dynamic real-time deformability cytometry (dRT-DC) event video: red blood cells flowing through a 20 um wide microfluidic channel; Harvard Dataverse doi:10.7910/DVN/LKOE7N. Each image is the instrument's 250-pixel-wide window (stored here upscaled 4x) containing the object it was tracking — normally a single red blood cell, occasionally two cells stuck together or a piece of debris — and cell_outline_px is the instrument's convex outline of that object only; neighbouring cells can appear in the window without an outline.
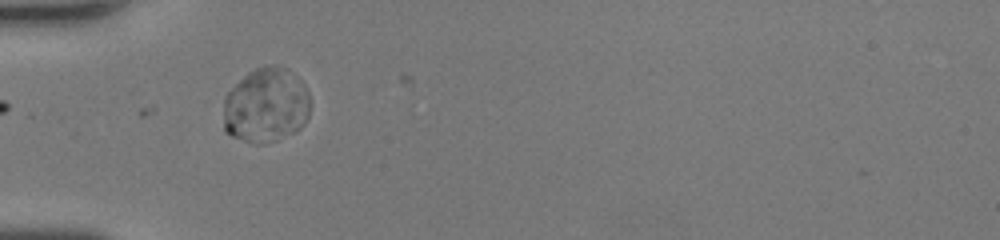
{"species": "human", "species_latin": "Homo sapiens", "temperature_condition": "room temperature", "stored_images_in_passage": 9, "camera_frame_rate_fps": 3000, "um_per_image_px": 0.085, "donor": {"sex": "female"}, "frame": {"image": 1, "passage_image": 1, "time_ms": 0.0, "image_size_px": [1000, 240], "cell_outline_px": [[308, 116], [304, 124], [296, 132], [276, 140], [264, 144], [256, 144], [232, 136], [224, 132], [224, 96], [248, 72], [256, 68], [288, 68], [304, 84], [308, 92]], "centroid_in_image_um": [22.6, 9.0], "position_along_channel_um": 62.4, "area_um2": 37.51}}
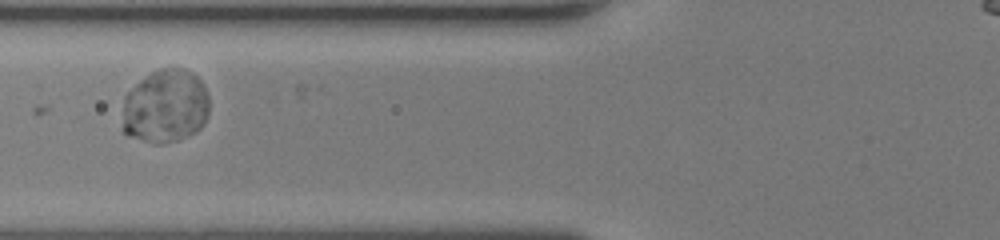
{"frame": {"image": 2, "passage_image": 6, "time_ms": 1.667, "image_size_px": [1000, 240], "cell_outline_px": [[208, 112], [204, 124], [196, 132], [180, 140], [164, 144], [156, 144], [128, 136], [124, 132], [124, 96], [140, 80], [156, 68], [184, 68], [192, 72], [204, 84], [208, 92]], "centroid_in_image_um": [14.09, 9.04], "position_along_channel_um": 111.7, "area_um2": 37.63}}